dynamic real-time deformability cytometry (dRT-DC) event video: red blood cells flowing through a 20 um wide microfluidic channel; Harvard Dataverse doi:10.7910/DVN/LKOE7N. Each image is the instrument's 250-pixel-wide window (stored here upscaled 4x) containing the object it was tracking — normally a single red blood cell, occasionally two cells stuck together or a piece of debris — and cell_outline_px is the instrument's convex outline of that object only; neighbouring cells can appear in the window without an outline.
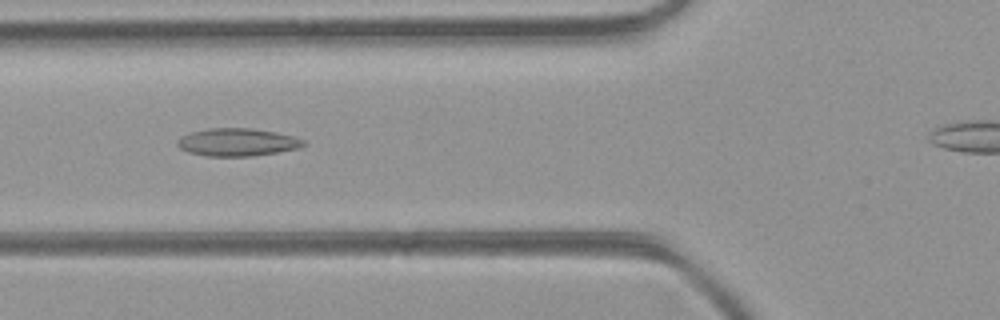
{"species": "common noctule bat (a hibernating species)", "species_latin": "Nyctalus noctula", "temperature_condition": "room temperature", "stored_images_in_passage": 30, "camera_frame_rate_fps": 3000, "um_per_image_px": 0.085, "animal": {"sex": "female", "body_mass_g": 21.9}, "frame": {"image": 1, "passage_image": 4, "time_ms": 1.0, "image_size_px": [1000, 320], "cell_outline_px": [[308, 144], [300, 148], [252, 156], [204, 156], [188, 152], [180, 148], [176, 144], [176, 140], [180, 136], [192, 132], [208, 128], [248, 128], [276, 132], [292, 136], [304, 140]], "centroid_in_image_um": [20.15, 12.09], "position_along_channel_um": 105.6, "area_um2": 20.46}}
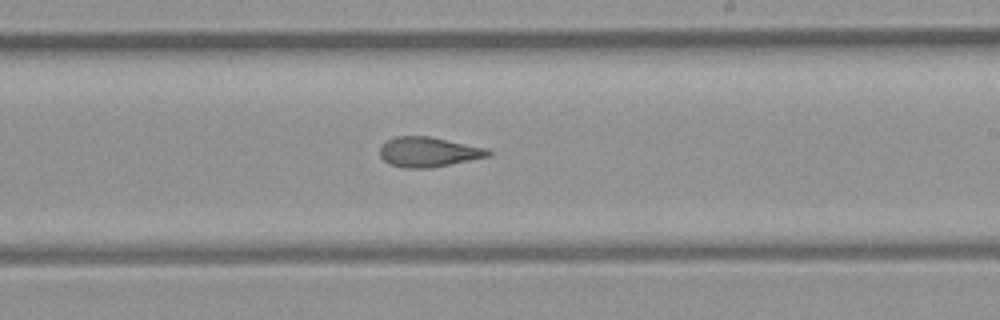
{"frame": {"image": 2, "passage_image": 14, "time_ms": 4.333, "image_size_px": [1000, 320], "cell_outline_px": [[492, 156], [428, 168], [404, 168], [388, 164], [380, 156], [380, 144], [396, 136], [428, 136], [488, 148], [492, 152]], "centroid_in_image_um": [36.42, 12.92], "position_along_channel_um": 252.6, "area_um2": 18.96}}
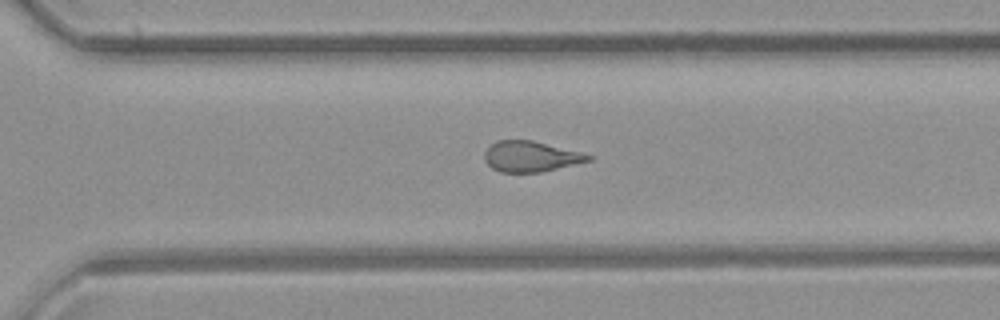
{"frame": {"image": 3, "passage_image": 19, "time_ms": 6.0, "image_size_px": [1000, 320], "cell_outline_px": [[592, 160], [540, 172], [500, 172], [492, 168], [484, 160], [484, 152], [496, 140], [532, 140], [580, 152], [592, 156]], "centroid_in_image_um": [45.08, 13.3], "position_along_channel_um": 325.5, "area_um2": 18.32}, "authors_computed_cell_mechanics": {"area_um2": 19.074, "velocity_mm_per_s": 4.398, "shape_relaxation_time_tau1_ms": null, "shape_relaxation_time_tau2_ms": 2.2359, "deformation_change_tau1": null, "deformation_change_tau2": 0.1147}}